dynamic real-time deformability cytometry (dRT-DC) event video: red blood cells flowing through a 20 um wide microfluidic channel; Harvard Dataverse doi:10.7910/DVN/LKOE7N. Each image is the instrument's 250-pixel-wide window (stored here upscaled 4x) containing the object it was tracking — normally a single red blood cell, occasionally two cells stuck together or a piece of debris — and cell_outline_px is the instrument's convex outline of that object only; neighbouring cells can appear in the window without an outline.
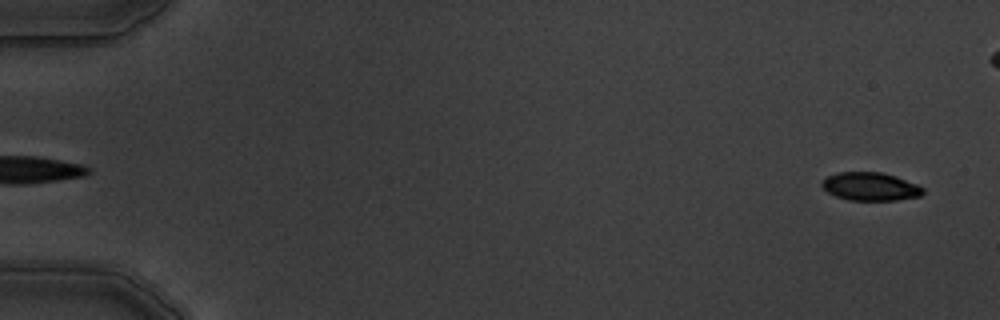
{"species": "common noctule bat (a hibernating species)", "species_latin": "Nyctalus noctula", "temperature_condition": "warm", "stored_images_in_passage": 5, "segment_of_instrument_passage": [2, 2], "camera_frame_rate_fps": 3000, "um_per_image_px": 0.085, "animal": {"sex": "male", "body_mass_g": 19.5, "forearm_length_mm": 54.6}, "frame": {"image": 1, "passage_image": 5, "time_ms": 4.333, "image_size_px": [1000, 320], "cell_outline_px": [[924, 192], [920, 196], [896, 200], [848, 200], [836, 196], [828, 192], [820, 184], [820, 180], [836, 172], [880, 172], [896, 176], [916, 184], [924, 188]], "centroid_in_image_um": [73.95, 15.85], "position_along_channel_um": 11.0, "area_um2": 16.65}}